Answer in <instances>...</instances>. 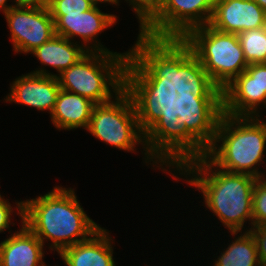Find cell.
I'll use <instances>...</instances> for the list:
<instances>
[{
  "mask_svg": "<svg viewBox=\"0 0 266 266\" xmlns=\"http://www.w3.org/2000/svg\"><path fill=\"white\" fill-rule=\"evenodd\" d=\"M7 0H0V9L3 11V13L7 12L11 7L15 5H7Z\"/></svg>",
  "mask_w": 266,
  "mask_h": 266,
  "instance_id": "cell-24",
  "label": "cell"
},
{
  "mask_svg": "<svg viewBox=\"0 0 266 266\" xmlns=\"http://www.w3.org/2000/svg\"><path fill=\"white\" fill-rule=\"evenodd\" d=\"M16 204L21 222L43 244L45 240H51L50 248L58 254L71 245L90 239L101 229L84 212L71 188L56 186L43 196Z\"/></svg>",
  "mask_w": 266,
  "mask_h": 266,
  "instance_id": "cell-5",
  "label": "cell"
},
{
  "mask_svg": "<svg viewBox=\"0 0 266 266\" xmlns=\"http://www.w3.org/2000/svg\"><path fill=\"white\" fill-rule=\"evenodd\" d=\"M95 105L85 97L60 89L50 114L51 121L59 130L87 129Z\"/></svg>",
  "mask_w": 266,
  "mask_h": 266,
  "instance_id": "cell-15",
  "label": "cell"
},
{
  "mask_svg": "<svg viewBox=\"0 0 266 266\" xmlns=\"http://www.w3.org/2000/svg\"><path fill=\"white\" fill-rule=\"evenodd\" d=\"M171 166L180 169L181 175L195 176L187 180L188 184L201 190L207 208L232 235L241 232L248 219L253 227V190L258 178L218 169L179 129L171 146Z\"/></svg>",
  "mask_w": 266,
  "mask_h": 266,
  "instance_id": "cell-4",
  "label": "cell"
},
{
  "mask_svg": "<svg viewBox=\"0 0 266 266\" xmlns=\"http://www.w3.org/2000/svg\"><path fill=\"white\" fill-rule=\"evenodd\" d=\"M157 63L177 120L194 106L210 102L249 66L237 34L209 24L191 29Z\"/></svg>",
  "mask_w": 266,
  "mask_h": 266,
  "instance_id": "cell-2",
  "label": "cell"
},
{
  "mask_svg": "<svg viewBox=\"0 0 266 266\" xmlns=\"http://www.w3.org/2000/svg\"><path fill=\"white\" fill-rule=\"evenodd\" d=\"M108 234L101 228L90 239L64 249L60 257L66 266H116Z\"/></svg>",
  "mask_w": 266,
  "mask_h": 266,
  "instance_id": "cell-14",
  "label": "cell"
},
{
  "mask_svg": "<svg viewBox=\"0 0 266 266\" xmlns=\"http://www.w3.org/2000/svg\"><path fill=\"white\" fill-rule=\"evenodd\" d=\"M249 229L257 244L259 263L266 266V226H253Z\"/></svg>",
  "mask_w": 266,
  "mask_h": 266,
  "instance_id": "cell-22",
  "label": "cell"
},
{
  "mask_svg": "<svg viewBox=\"0 0 266 266\" xmlns=\"http://www.w3.org/2000/svg\"><path fill=\"white\" fill-rule=\"evenodd\" d=\"M213 266H261L252 233L247 230L232 241Z\"/></svg>",
  "mask_w": 266,
  "mask_h": 266,
  "instance_id": "cell-17",
  "label": "cell"
},
{
  "mask_svg": "<svg viewBox=\"0 0 266 266\" xmlns=\"http://www.w3.org/2000/svg\"><path fill=\"white\" fill-rule=\"evenodd\" d=\"M114 96L116 101L94 106L86 130L101 141L128 152L142 142L143 147L146 146V160L154 159L155 166L160 163L170 168V151L178 120L169 106L161 66L150 63Z\"/></svg>",
  "mask_w": 266,
  "mask_h": 266,
  "instance_id": "cell-1",
  "label": "cell"
},
{
  "mask_svg": "<svg viewBox=\"0 0 266 266\" xmlns=\"http://www.w3.org/2000/svg\"><path fill=\"white\" fill-rule=\"evenodd\" d=\"M178 129L218 168L265 178L255 167L266 149V122L258 116L226 115L206 102L186 112Z\"/></svg>",
  "mask_w": 266,
  "mask_h": 266,
  "instance_id": "cell-3",
  "label": "cell"
},
{
  "mask_svg": "<svg viewBox=\"0 0 266 266\" xmlns=\"http://www.w3.org/2000/svg\"><path fill=\"white\" fill-rule=\"evenodd\" d=\"M237 36L249 65L266 63V26L240 32Z\"/></svg>",
  "mask_w": 266,
  "mask_h": 266,
  "instance_id": "cell-18",
  "label": "cell"
},
{
  "mask_svg": "<svg viewBox=\"0 0 266 266\" xmlns=\"http://www.w3.org/2000/svg\"><path fill=\"white\" fill-rule=\"evenodd\" d=\"M253 226H266V178H258L252 200Z\"/></svg>",
  "mask_w": 266,
  "mask_h": 266,
  "instance_id": "cell-19",
  "label": "cell"
},
{
  "mask_svg": "<svg viewBox=\"0 0 266 266\" xmlns=\"http://www.w3.org/2000/svg\"><path fill=\"white\" fill-rule=\"evenodd\" d=\"M89 51L71 40L55 34L46 43L31 51L41 64L57 69L61 74L64 70L77 63Z\"/></svg>",
  "mask_w": 266,
  "mask_h": 266,
  "instance_id": "cell-16",
  "label": "cell"
},
{
  "mask_svg": "<svg viewBox=\"0 0 266 266\" xmlns=\"http://www.w3.org/2000/svg\"><path fill=\"white\" fill-rule=\"evenodd\" d=\"M51 17L54 20L55 34L69 40L79 36L84 42L83 47L88 51L113 53L102 47L103 45H100V42L97 43L98 36L96 35L115 24L116 15L103 13L97 6H93L88 11L80 14L51 15ZM94 39L95 41H93ZM91 41L95 43L90 49L88 45L86 47L85 43H92Z\"/></svg>",
  "mask_w": 266,
  "mask_h": 266,
  "instance_id": "cell-11",
  "label": "cell"
},
{
  "mask_svg": "<svg viewBox=\"0 0 266 266\" xmlns=\"http://www.w3.org/2000/svg\"><path fill=\"white\" fill-rule=\"evenodd\" d=\"M11 214L12 207L10 203L0 195V233L6 230L9 227V224L11 225Z\"/></svg>",
  "mask_w": 266,
  "mask_h": 266,
  "instance_id": "cell-23",
  "label": "cell"
},
{
  "mask_svg": "<svg viewBox=\"0 0 266 266\" xmlns=\"http://www.w3.org/2000/svg\"><path fill=\"white\" fill-rule=\"evenodd\" d=\"M209 25L216 30L239 34L266 26V12L254 0H215Z\"/></svg>",
  "mask_w": 266,
  "mask_h": 266,
  "instance_id": "cell-12",
  "label": "cell"
},
{
  "mask_svg": "<svg viewBox=\"0 0 266 266\" xmlns=\"http://www.w3.org/2000/svg\"><path fill=\"white\" fill-rule=\"evenodd\" d=\"M16 3H46V0H15Z\"/></svg>",
  "mask_w": 266,
  "mask_h": 266,
  "instance_id": "cell-26",
  "label": "cell"
},
{
  "mask_svg": "<svg viewBox=\"0 0 266 266\" xmlns=\"http://www.w3.org/2000/svg\"><path fill=\"white\" fill-rule=\"evenodd\" d=\"M140 20V31L160 12L164 0H126ZM119 0H117V5Z\"/></svg>",
  "mask_w": 266,
  "mask_h": 266,
  "instance_id": "cell-20",
  "label": "cell"
},
{
  "mask_svg": "<svg viewBox=\"0 0 266 266\" xmlns=\"http://www.w3.org/2000/svg\"><path fill=\"white\" fill-rule=\"evenodd\" d=\"M15 52L30 53L55 35L46 3H15L4 13Z\"/></svg>",
  "mask_w": 266,
  "mask_h": 266,
  "instance_id": "cell-9",
  "label": "cell"
},
{
  "mask_svg": "<svg viewBox=\"0 0 266 266\" xmlns=\"http://www.w3.org/2000/svg\"><path fill=\"white\" fill-rule=\"evenodd\" d=\"M51 15L80 14L93 7L86 0H46Z\"/></svg>",
  "mask_w": 266,
  "mask_h": 266,
  "instance_id": "cell-21",
  "label": "cell"
},
{
  "mask_svg": "<svg viewBox=\"0 0 266 266\" xmlns=\"http://www.w3.org/2000/svg\"><path fill=\"white\" fill-rule=\"evenodd\" d=\"M266 12V0H254Z\"/></svg>",
  "mask_w": 266,
  "mask_h": 266,
  "instance_id": "cell-27",
  "label": "cell"
},
{
  "mask_svg": "<svg viewBox=\"0 0 266 266\" xmlns=\"http://www.w3.org/2000/svg\"><path fill=\"white\" fill-rule=\"evenodd\" d=\"M150 63L135 43L129 52L122 54L89 51L57 78L61 89L85 97L96 105L104 104L111 101L113 93L118 95L127 87Z\"/></svg>",
  "mask_w": 266,
  "mask_h": 266,
  "instance_id": "cell-6",
  "label": "cell"
},
{
  "mask_svg": "<svg viewBox=\"0 0 266 266\" xmlns=\"http://www.w3.org/2000/svg\"><path fill=\"white\" fill-rule=\"evenodd\" d=\"M22 228L0 243V266H46L44 244L22 222Z\"/></svg>",
  "mask_w": 266,
  "mask_h": 266,
  "instance_id": "cell-13",
  "label": "cell"
},
{
  "mask_svg": "<svg viewBox=\"0 0 266 266\" xmlns=\"http://www.w3.org/2000/svg\"><path fill=\"white\" fill-rule=\"evenodd\" d=\"M89 3H91L93 6H97V4L100 2H108V3H112V4H117V0H86Z\"/></svg>",
  "mask_w": 266,
  "mask_h": 266,
  "instance_id": "cell-25",
  "label": "cell"
},
{
  "mask_svg": "<svg viewBox=\"0 0 266 266\" xmlns=\"http://www.w3.org/2000/svg\"><path fill=\"white\" fill-rule=\"evenodd\" d=\"M210 102L226 115L260 117L257 107L266 108V63L250 64Z\"/></svg>",
  "mask_w": 266,
  "mask_h": 266,
  "instance_id": "cell-8",
  "label": "cell"
},
{
  "mask_svg": "<svg viewBox=\"0 0 266 266\" xmlns=\"http://www.w3.org/2000/svg\"><path fill=\"white\" fill-rule=\"evenodd\" d=\"M215 0H164L160 12L139 31L141 53L157 63L191 29L209 24Z\"/></svg>",
  "mask_w": 266,
  "mask_h": 266,
  "instance_id": "cell-7",
  "label": "cell"
},
{
  "mask_svg": "<svg viewBox=\"0 0 266 266\" xmlns=\"http://www.w3.org/2000/svg\"><path fill=\"white\" fill-rule=\"evenodd\" d=\"M60 89L57 74L41 68L18 77L11 85L5 101L24 104L41 111L48 110L51 114Z\"/></svg>",
  "mask_w": 266,
  "mask_h": 266,
  "instance_id": "cell-10",
  "label": "cell"
}]
</instances>
